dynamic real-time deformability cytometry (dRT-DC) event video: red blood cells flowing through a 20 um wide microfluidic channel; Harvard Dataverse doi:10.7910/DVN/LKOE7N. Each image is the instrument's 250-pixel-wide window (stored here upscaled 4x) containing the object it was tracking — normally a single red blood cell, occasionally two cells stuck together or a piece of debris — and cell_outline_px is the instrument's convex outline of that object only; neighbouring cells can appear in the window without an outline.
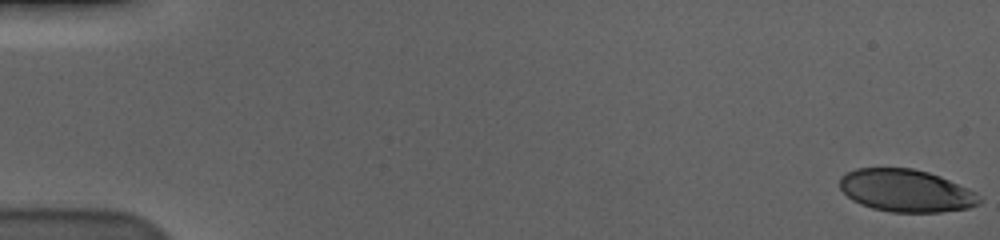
{"species": "human", "species_latin": "Homo sapiens", "temperature_condition": "cold", "stored_images_in_passage": 59, "camera_frame_rate_fps": 3000, "um_per_image_px": 0.085, "donor": {"sex": "male"}, "frame": {"image": 1, "passage_image": 1, "time_ms": 0.0, "image_size_px": [1000, 240], "cell_outline_px": [[984, 200], [980, 204], [968, 208], [940, 212], [892, 212], [872, 208], [860, 204], [852, 200], [840, 188], [840, 176], [856, 168], [912, 168], [928, 172], [940, 176], [968, 188], [976, 192]], "centroid_in_image_um": [77.04, 16.21], "position_along_channel_um": 8.0, "area_um2": 34.68}}
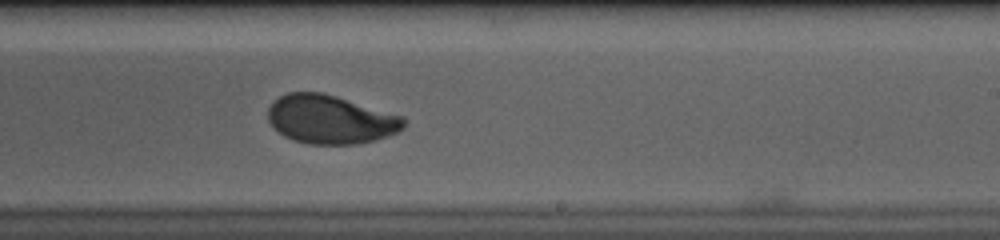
{"frame": {"image": 2, "passage_image": 37, "time_ms": 12.0, "image_size_px": [1000, 240], "cell_outline_px": [[404, 128], [400, 132], [376, 140], [356, 144], [308, 144], [292, 140], [284, 136], [272, 128], [268, 120], [268, 108], [280, 96], [288, 92], [320, 92], [336, 96], [404, 116]], "centroid_in_image_um": [28.09, 10.16], "position_along_channel_um": 260.9, "area_um2": 38.73}}
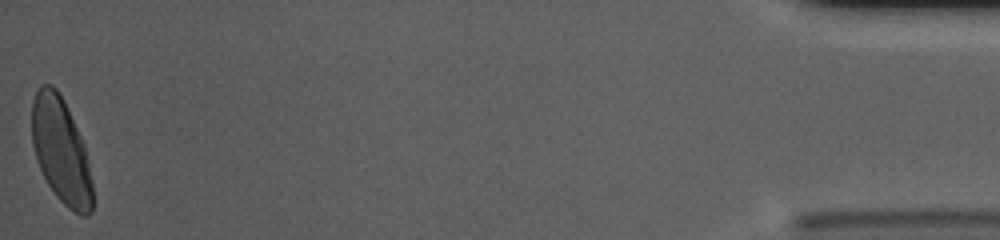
{"frame": {"image": 3, "passage_image": 59, "time_ms": 19.333, "image_size_px": [1000, 240], "cell_outline_px": [[92, 212], [88, 216], [80, 216], [68, 208], [56, 196], [48, 184], [36, 160], [32, 144], [32, 100], [40, 84], [52, 84], [56, 88], [64, 100], [84, 144], [92, 184]], "centroid_in_image_um": [5.17, 12.81], "position_along_channel_um": 430.0, "area_um2": 37.22}, "authors_computed_cell_mechanics": {"area_um2": 37.6278, "velocity_mm_per_s": 3.5473, "shape_relaxation_time_tau1_ms": 3.1024, "shape_relaxation_time_tau2_ms": 0.9425, "deformation_change_tau1": 0.1476, "deformation_change_tau2": 0.0503}}